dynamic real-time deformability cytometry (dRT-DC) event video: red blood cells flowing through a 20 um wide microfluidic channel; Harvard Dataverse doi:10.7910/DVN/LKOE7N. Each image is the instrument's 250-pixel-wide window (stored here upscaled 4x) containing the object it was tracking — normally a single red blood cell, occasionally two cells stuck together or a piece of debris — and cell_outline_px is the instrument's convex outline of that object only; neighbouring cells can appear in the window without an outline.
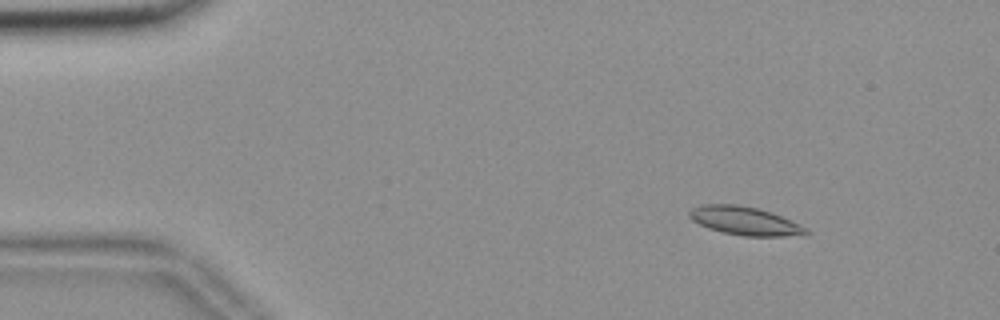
{"species": "common noctule bat (a hibernating species)", "species_latin": "Nyctalus noctula", "temperature_condition": "room temperature", "stored_images_in_passage": 56, "camera_frame_rate_fps": 3000, "um_per_image_px": 0.085, "animal": {"sex": "female", "body_mass_g": 18.4}, "frame": {"image": 1, "passage_image": 7, "time_ms": 2.0, "image_size_px": [1000, 320], "cell_outline_px": [[812, 232], [808, 236], [744, 236], [724, 232], [708, 228], [692, 220], [688, 216], [688, 212], [692, 208], [700, 204], [736, 204], [756, 208], [772, 212], [800, 224], [808, 228]], "centroid_in_image_um": [63.37, 18.78], "position_along_channel_um": 21.6, "area_um2": 19.59}}
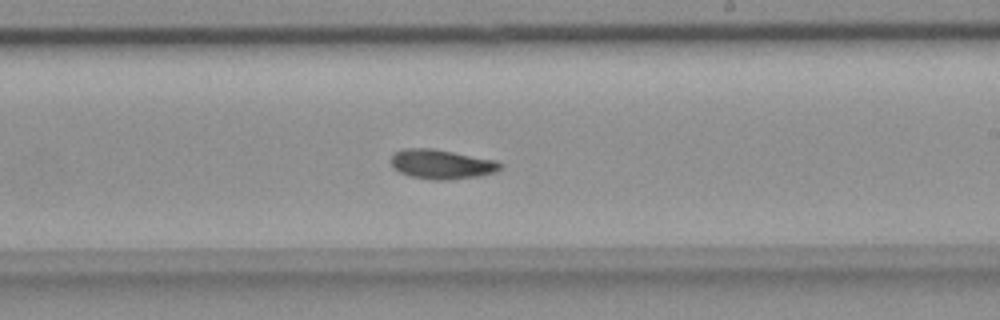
{"frame": {"image": 2, "passage_image": 33, "time_ms": 10.667, "image_size_px": [1000, 320], "cell_outline_px": [[504, 164], [496, 172], [480, 176], [448, 180], [432, 180], [408, 176], [392, 168], [392, 156], [396, 152], [404, 148], [432, 148], [496, 160]], "centroid_in_image_um": [37.54, 13.97], "position_along_channel_um": 251.5, "area_um2": 18.9}}
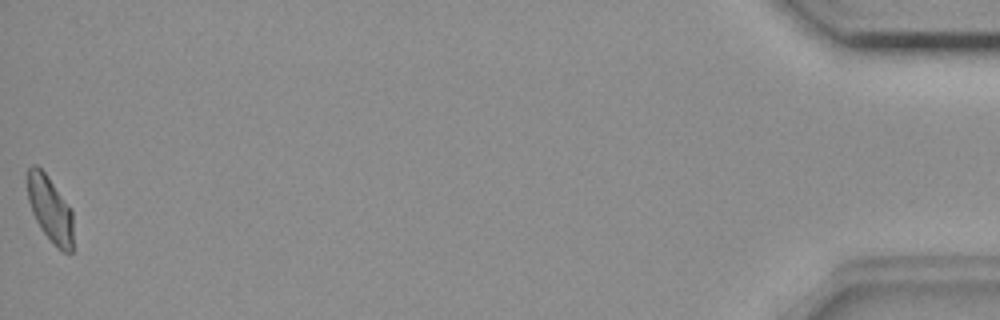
{"frame": {"image": 3, "passage_image": 56, "time_ms": 18.333, "image_size_px": [1000, 320], "cell_outline_px": [[72, 252], [64, 252], [56, 248], [40, 228], [32, 212], [28, 200], [24, 176], [28, 168], [32, 164], [36, 164], [44, 172], [72, 212]], "centroid_in_image_um": [4.19, 17.75], "position_along_channel_um": 431.0, "area_um2": 17.57}, "authors_computed_cell_mechanics": {"area_um2": 18.5827, "velocity_mm_per_s": 3.6117, "shape_relaxation_time_tau1_ms": null, "shape_relaxation_time_tau2_ms": 10.203, "deformation_change_tau1": null, "deformation_change_tau2": 0.1334}}